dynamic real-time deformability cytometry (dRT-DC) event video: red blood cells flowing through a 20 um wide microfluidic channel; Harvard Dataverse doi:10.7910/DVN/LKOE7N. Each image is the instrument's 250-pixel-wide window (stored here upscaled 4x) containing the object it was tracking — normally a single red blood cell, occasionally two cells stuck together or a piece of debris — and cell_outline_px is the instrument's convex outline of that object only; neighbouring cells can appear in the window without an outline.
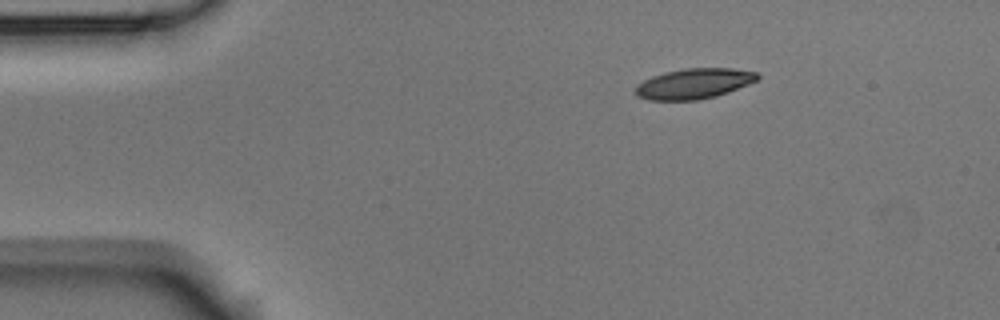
{"species": "Egyptian fruit bat (a non-hibernating species)", "species_latin": "Rousettus aegyptiacus", "temperature_condition": "room temperature", "stored_images_in_passage": 48, "camera_frame_rate_fps": 3000, "um_per_image_px": 0.085, "animal": {"sex": "male"}, "frame": {"image": 1, "passage_image": 1, "time_ms": 0.0, "image_size_px": [1000, 320], "cell_outline_px": [[760, 76], [756, 80], [748, 84], [728, 92], [716, 96], [696, 100], [648, 100], [636, 96], [636, 84], [652, 76], [664, 72], [684, 68], [732, 68], [756, 72]], "centroid_in_image_um": [58.96, 7.1], "position_along_channel_um": 26.0, "area_um2": 21.56}}
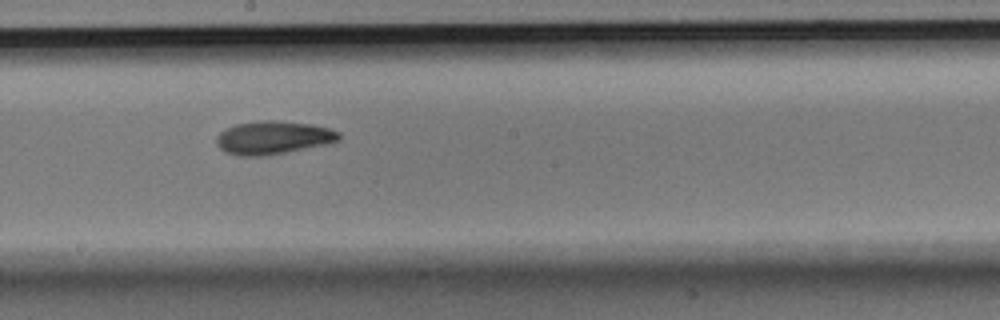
{"frame": {"image": 2, "passage_image": 23, "time_ms": 7.333, "image_size_px": [1000, 320], "cell_outline_px": [[340, 140], [324, 144], [264, 156], [240, 156], [224, 152], [220, 148], [216, 140], [220, 132], [236, 124], [264, 120], [276, 120], [312, 124], [328, 128], [340, 132]], "centroid_in_image_um": [23.21, 11.69], "position_along_channel_um": 225.0, "area_um2": 23.41}}
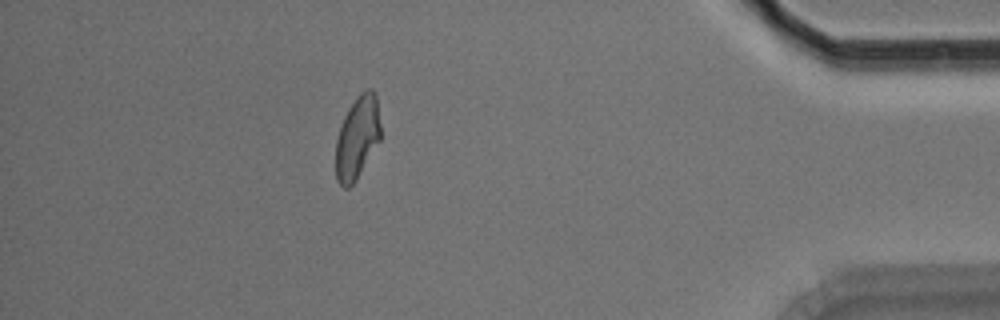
{"frame": {"image": 3, "passage_image": 42, "time_ms": 13.667, "image_size_px": [1000, 320], "cell_outline_px": [[380, 140], [356, 180], [348, 188], [344, 188], [336, 180], [336, 140], [344, 116], [348, 108], [356, 96], [360, 92], [368, 88], [372, 88], [376, 96], [380, 124]], "centroid_in_image_um": [30.37, 11.68], "position_along_channel_um": 404.8, "area_um2": 21.62}, "authors_computed_cell_mechanics": {"area_um2": 22.3686, "velocity_mm_per_s": 3.5706, "shape_relaxation_time_tau1_ms": 5.352, "shape_relaxation_time_tau2_ms": 5.0716, "deformation_change_tau1": 0.148, "deformation_change_tau2": 0.1057}}